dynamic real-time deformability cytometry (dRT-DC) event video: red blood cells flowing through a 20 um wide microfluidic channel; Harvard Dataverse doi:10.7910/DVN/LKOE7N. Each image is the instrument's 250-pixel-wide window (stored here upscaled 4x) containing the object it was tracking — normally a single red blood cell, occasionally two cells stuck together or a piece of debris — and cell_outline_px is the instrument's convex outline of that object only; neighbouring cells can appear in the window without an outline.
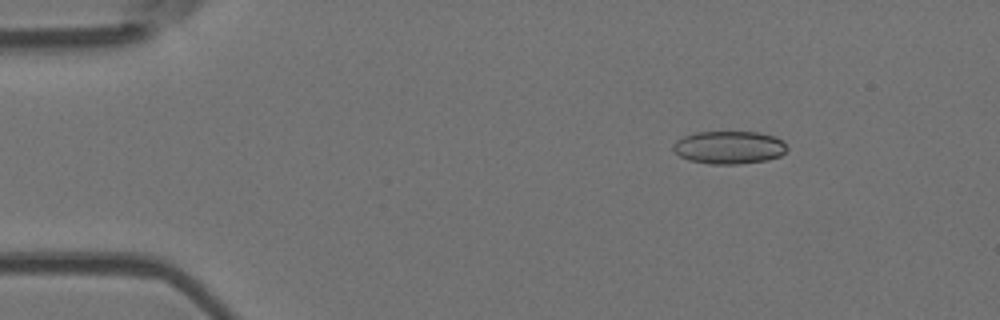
{"species": "Egyptian fruit bat (a non-hibernating species)", "species_latin": "Rousettus aegyptiacus", "temperature_condition": "room temperature", "stored_images_in_passage": 47, "camera_frame_rate_fps": 3000, "um_per_image_px": 0.085, "animal": {"sex": "female"}, "frame": {"image": 1, "passage_image": 1, "time_ms": 0.0, "image_size_px": [1000, 320], "cell_outline_px": [[788, 148], [780, 156], [768, 160], [740, 164], [708, 164], [688, 160], [680, 156], [672, 148], [672, 144], [676, 140], [684, 136], [696, 132], [756, 132], [776, 136]], "centroid_in_image_um": [61.95, 12.54], "position_along_channel_um": 23.0, "area_um2": 21.91}}
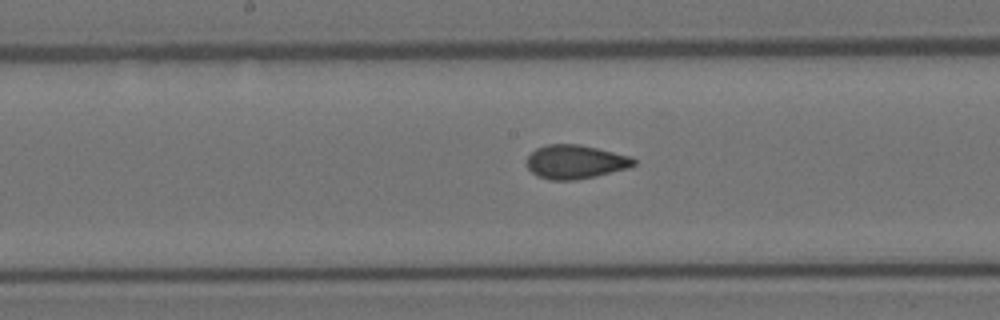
{"frame": {"image": 2, "passage_image": 21, "time_ms": 6.667, "image_size_px": [1000, 320], "cell_outline_px": [[636, 164], [628, 168], [596, 176], [576, 180], [548, 180], [536, 176], [528, 168], [528, 156], [536, 148], [548, 144], [580, 144], [632, 156], [636, 160]], "centroid_in_image_um": [48.92, 13.76], "position_along_channel_um": 199.3, "area_um2": 21.21}}
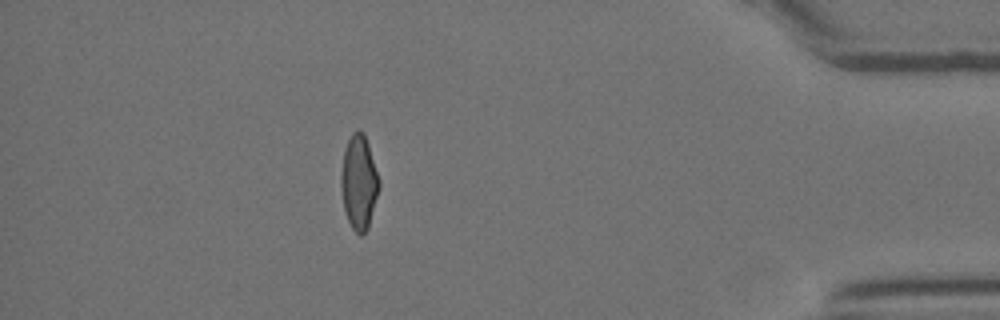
{"frame": {"image": 3, "passage_image": 41, "time_ms": 13.333, "image_size_px": [1000, 320], "cell_outline_px": [[380, 188], [368, 228], [360, 236], [352, 228], [348, 220], [344, 208], [340, 188], [340, 176], [344, 148], [352, 132], [356, 128], [364, 132], [380, 180]], "centroid_in_image_um": [30.5, 15.47], "position_along_channel_um": 404.7, "area_um2": 21.15}, "authors_computed_cell_mechanics": {"area_um2": 21.1548, "velocity_mm_per_s": 3.7854, "shape_relaxation_time_tau1_ms": 10.4104, "shape_relaxation_time_tau2_ms": 1.1621, "deformation_change_tau1": 0.2076, "deformation_change_tau2": 0.0619}}